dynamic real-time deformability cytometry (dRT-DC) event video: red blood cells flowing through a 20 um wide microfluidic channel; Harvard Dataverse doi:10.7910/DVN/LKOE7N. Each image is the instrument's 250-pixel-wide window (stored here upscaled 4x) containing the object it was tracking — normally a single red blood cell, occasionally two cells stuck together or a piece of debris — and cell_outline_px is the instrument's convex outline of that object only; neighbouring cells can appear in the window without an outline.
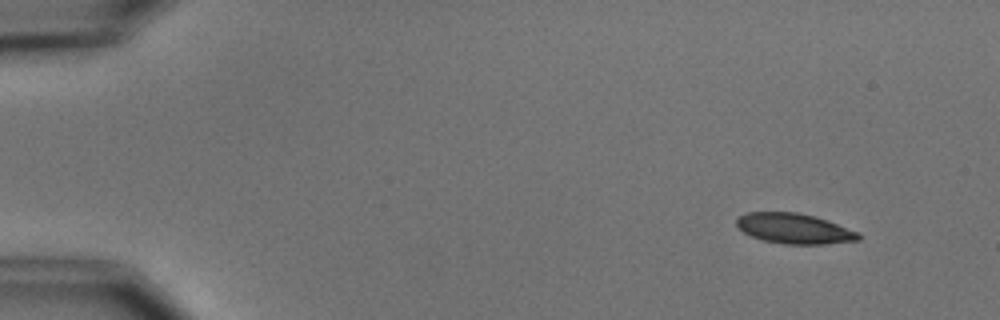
{"species": "common noctule bat (a hibernating species)", "species_latin": "Nyctalus noctula", "temperature_condition": "cold", "stored_images_in_passage": 4, "camera_frame_rate_fps": 3000, "um_per_image_px": 0.085, "animal": {"sex": "male", "body_mass_g": 15.6}, "frame": {"image": 1, "passage_image": 1, "time_ms": 0.0, "image_size_px": [1000, 320], "cell_outline_px": [[860, 240], [828, 244], [784, 244], [764, 240], [752, 236], [744, 232], [736, 224], [736, 220], [740, 216], [748, 212], [796, 212], [816, 216], [828, 220], [860, 232]], "centroid_in_image_um": [67.56, 19.42], "position_along_channel_um": 17.4, "area_um2": 21.56}}
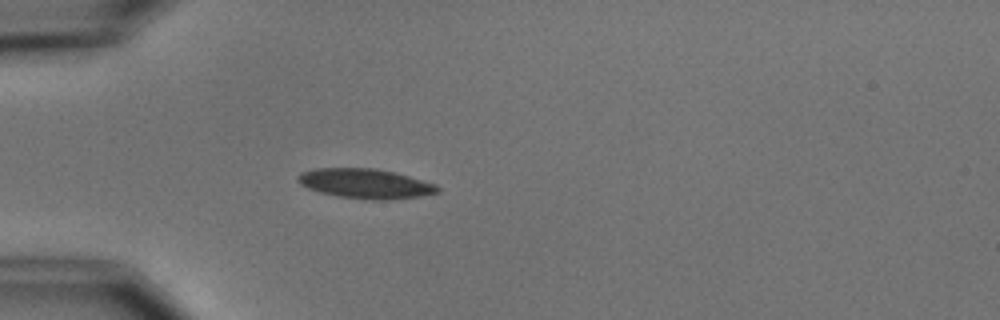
{"frame": {"image": 2, "passage_image": 4, "time_ms": 3.667, "image_size_px": [1000, 320], "cell_outline_px": [[440, 192], [420, 196], [384, 200], [372, 200], [340, 196], [320, 192], [308, 188], [300, 184], [296, 180], [296, 176], [300, 172], [316, 168], [376, 168], [396, 172], [436, 184], [440, 188]], "centroid_in_image_um": [31.05, 15.59], "position_along_channel_um": 53.9, "area_um2": 24.28}}